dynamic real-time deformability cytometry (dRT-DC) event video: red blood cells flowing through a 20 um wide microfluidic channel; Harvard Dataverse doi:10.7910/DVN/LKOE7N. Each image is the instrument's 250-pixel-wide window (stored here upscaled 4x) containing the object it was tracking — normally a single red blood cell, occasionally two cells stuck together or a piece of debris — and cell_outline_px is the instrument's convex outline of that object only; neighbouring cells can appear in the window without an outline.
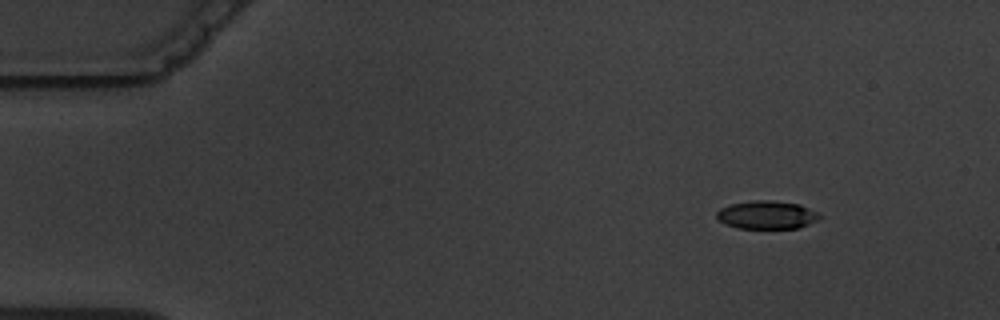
{"species": "common noctule bat (a hibernating species)", "species_latin": "Nyctalus noctula", "temperature_condition": "warm", "stored_images_in_passage": 3, "camera_frame_rate_fps": 3000, "um_per_image_px": 0.085, "animal": {"sex": "male", "body_mass_g": 19.5, "forearm_length_mm": 54.6}, "frame": {"image": 1, "passage_image": 1, "time_ms": 0.0, "image_size_px": [1000, 320], "cell_outline_px": [[820, 216], [816, 220], [800, 228], [736, 228], [720, 220], [716, 216], [716, 212], [720, 208], [732, 204], [752, 200], [772, 200], [800, 204], [816, 212]], "centroid_in_image_um": [65.17, 18.26], "position_along_channel_um": 19.8, "area_um2": 16.7}}